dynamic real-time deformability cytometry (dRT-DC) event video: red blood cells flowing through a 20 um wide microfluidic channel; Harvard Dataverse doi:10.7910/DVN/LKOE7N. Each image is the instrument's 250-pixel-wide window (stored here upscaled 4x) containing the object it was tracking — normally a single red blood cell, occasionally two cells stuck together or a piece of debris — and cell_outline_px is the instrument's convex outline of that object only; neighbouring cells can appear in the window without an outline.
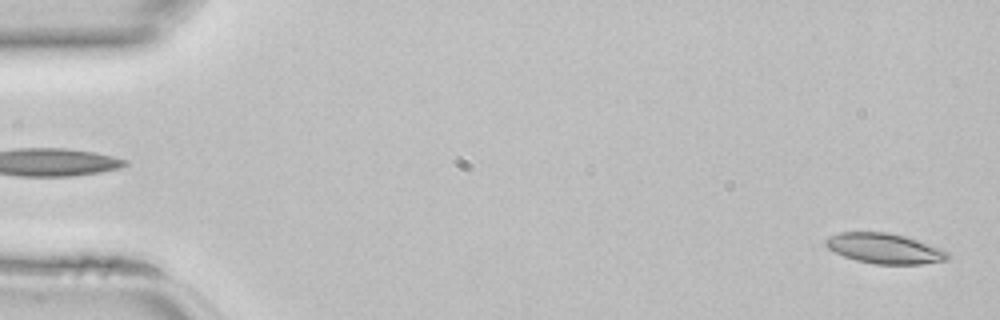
{"species": "common noctule bat (a hibernating species)", "species_latin": "Nyctalus noctula", "temperature_condition": "room temperature", "stored_images_in_passage": 45, "camera_frame_rate_fps": 3000, "um_per_image_px": 0.085, "animal": {"sex": "female", "body_mass_g": 22.7, "forearm_length_mm": 54.2}, "frame": {"image": 1, "passage_image": 1, "time_ms": 0.0, "image_size_px": [1000, 320], "cell_outline_px": [[952, 256], [948, 260], [920, 264], [876, 264], [856, 260], [844, 256], [828, 248], [824, 244], [824, 240], [840, 232], [888, 232], [904, 236], [940, 248], [948, 252]], "centroid_in_image_um": [75.2, 21.12], "position_along_channel_um": 9.8, "area_um2": 21.33}}
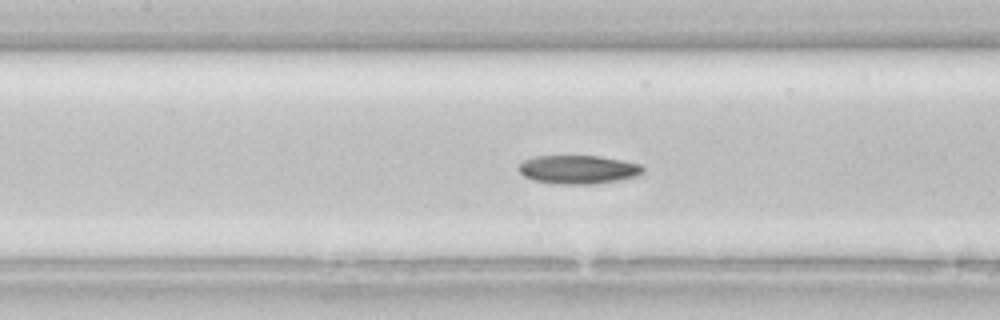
{"frame": {"image": 2, "passage_image": 20, "time_ms": 6.333, "image_size_px": [1000, 320], "cell_outline_px": [[644, 172], [640, 176], [620, 180], [592, 184], [556, 184], [532, 180], [524, 176], [520, 172], [520, 164], [524, 160], [536, 156], [600, 156], [640, 164], [644, 168]], "centroid_in_image_um": [49.18, 14.42], "position_along_channel_um": 158.2, "area_um2": 20.75}}
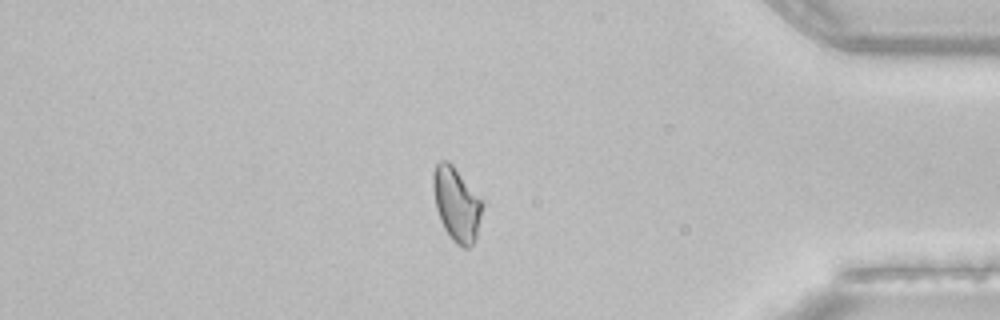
{"frame": {"image": 3, "passage_image": 38, "time_ms": 12.333, "image_size_px": [1000, 320], "cell_outline_px": [[480, 216], [476, 240], [468, 248], [464, 248], [456, 244], [452, 240], [444, 228], [440, 220], [436, 208], [432, 188], [432, 172], [436, 164], [440, 160], [448, 160], [452, 164], [480, 200]], "centroid_in_image_um": [38.74, 17.36], "position_along_channel_um": 396.5, "area_um2": 20.69}}